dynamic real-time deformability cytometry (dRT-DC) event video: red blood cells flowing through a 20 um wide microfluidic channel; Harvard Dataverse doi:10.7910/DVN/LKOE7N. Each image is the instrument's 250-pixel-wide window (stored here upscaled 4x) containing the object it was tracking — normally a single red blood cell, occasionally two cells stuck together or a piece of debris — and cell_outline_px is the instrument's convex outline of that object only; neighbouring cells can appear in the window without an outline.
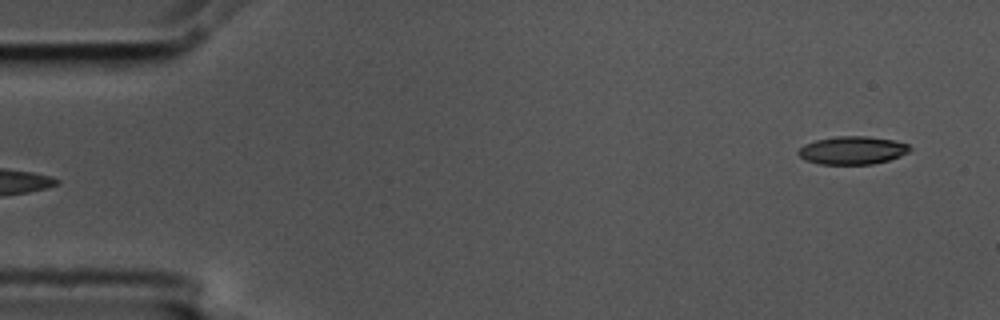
{"species": "common noctule bat (a hibernating species)", "species_latin": "Nyctalus noctula", "temperature_condition": "cold", "stored_images_in_passage": 4, "segment_of_instrument_passage": [2, 2], "camera_frame_rate_fps": 3000, "um_per_image_px": 0.085, "animal": {"sex": "male", "body_mass_g": 17.5, "forearm_length_mm": 52.3}, "frame": {"image": 1, "passage_image": 4, "time_ms": 1.0, "image_size_px": [1000, 320], "cell_outline_px": [[912, 148], [908, 152], [900, 156], [888, 160], [872, 164], [820, 164], [804, 160], [796, 152], [804, 144], [816, 140], [836, 136], [868, 136], [892, 140], [908, 144]], "centroid_in_image_um": [72.44, 12.77], "position_along_channel_um": 12.6, "area_um2": 18.21}}